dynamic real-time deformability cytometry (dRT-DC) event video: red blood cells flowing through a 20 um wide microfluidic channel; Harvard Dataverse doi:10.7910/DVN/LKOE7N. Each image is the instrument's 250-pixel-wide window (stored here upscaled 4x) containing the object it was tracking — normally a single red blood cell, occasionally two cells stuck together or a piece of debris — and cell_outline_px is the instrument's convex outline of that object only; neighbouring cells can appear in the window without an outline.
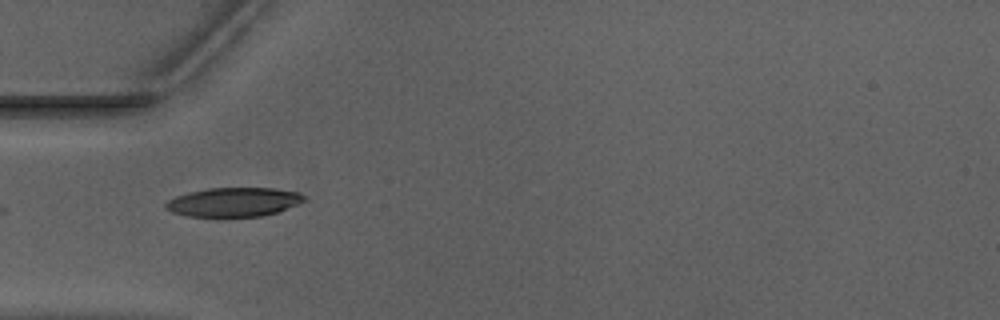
{"species": "Egyptian fruit bat (a non-hibernating species)", "species_latin": "Rousettus aegyptiacus", "temperature_condition": "warm", "stored_images_in_passage": 3, "camera_frame_rate_fps": 3000, "um_per_image_px": 0.085, "animal": {"sex": "male"}, "frame": {"image": 1, "passage_image": 1, "time_ms": 0.0, "image_size_px": [1000, 320], "cell_outline_px": [[304, 200], [296, 204], [276, 212], [260, 216], [224, 220], [220, 220], [188, 216], [172, 212], [164, 208], [164, 204], [168, 200], [176, 196], [188, 192], [208, 188], [272, 188], [300, 192], [304, 196]], "centroid_in_image_um": [19.78, 17.22], "position_along_channel_um": 65.2, "area_um2": 24.28}}